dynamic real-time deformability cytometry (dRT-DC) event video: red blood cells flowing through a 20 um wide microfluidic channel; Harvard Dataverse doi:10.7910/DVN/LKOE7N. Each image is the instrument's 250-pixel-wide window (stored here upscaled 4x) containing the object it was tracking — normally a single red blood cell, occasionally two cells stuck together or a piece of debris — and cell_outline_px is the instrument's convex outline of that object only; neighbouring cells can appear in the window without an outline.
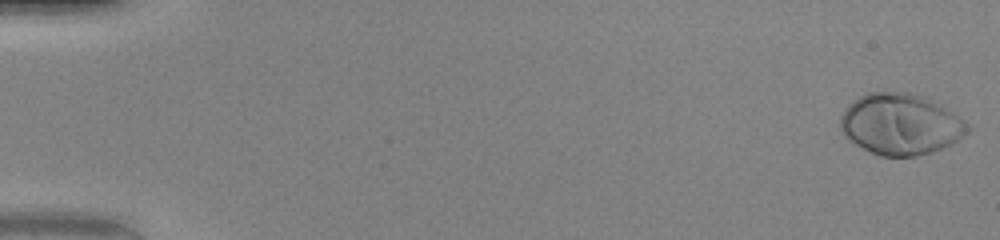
{"species": "human", "species_latin": "Homo sapiens", "temperature_condition": "warm", "stored_images_in_passage": 51, "camera_frame_rate_fps": 3000, "um_per_image_px": 0.085, "donor": {"sex": "female"}, "frame": {"image": 1, "passage_image": 1, "time_ms": 0.0, "image_size_px": [1000, 240], "cell_outline_px": [[972, 128], [968, 132], [952, 144], [932, 152], [916, 156], [880, 156], [848, 140], [844, 136], [840, 128], [840, 116], [848, 104], [860, 96], [868, 92], [912, 92], [924, 96], [940, 104], [964, 120]], "centroid_in_image_um": [76.55, 10.55], "position_along_channel_um": 8.5, "area_um2": 45.49}}
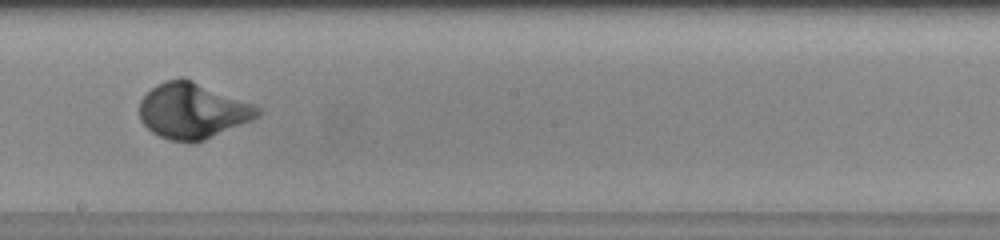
{"frame": {"image": 2, "passage_image": 30, "time_ms": 9.667, "image_size_px": [1000, 240], "cell_outline_px": [[260, 116], [252, 120], [196, 144], [192, 144], [172, 140], [160, 136], [152, 132], [140, 120], [140, 100], [156, 84], [180, 76], [184, 76], [252, 104], [260, 108]], "centroid_in_image_um": [16.37, 9.42], "position_along_channel_um": 231.8, "area_um2": 38.49}}
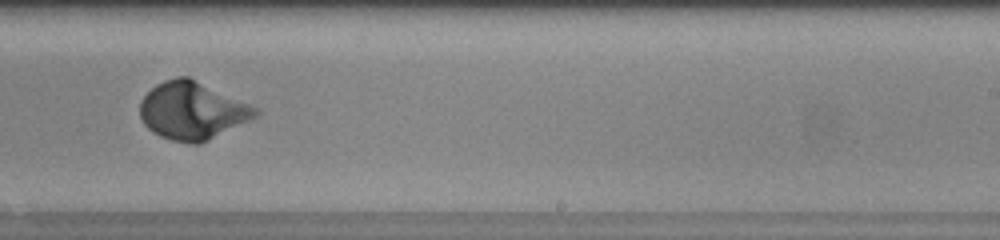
{"frame": {"image": 3, "passage_image": 33, "time_ms": 10.667, "image_size_px": [1000, 240], "cell_outline_px": [[260, 112], [256, 116], [200, 144], [192, 144], [172, 140], [160, 136], [152, 132], [144, 124], [140, 116], [140, 100], [156, 84], [164, 80], [176, 76], [188, 76], [252, 104], [260, 108]], "centroid_in_image_um": [16.34, 9.39], "position_along_channel_um": 272.7, "area_um2": 38.84}, "authors_computed_cell_mechanics": {"area_um2": 38.0324, "velocity_mm_per_s": 4.0984, "shape_relaxation_time_tau1_ms": 2.8199, "shape_relaxation_time_tau2_ms": null, "deformation_change_tau1": 0.2113, "deformation_change_tau2": null}}